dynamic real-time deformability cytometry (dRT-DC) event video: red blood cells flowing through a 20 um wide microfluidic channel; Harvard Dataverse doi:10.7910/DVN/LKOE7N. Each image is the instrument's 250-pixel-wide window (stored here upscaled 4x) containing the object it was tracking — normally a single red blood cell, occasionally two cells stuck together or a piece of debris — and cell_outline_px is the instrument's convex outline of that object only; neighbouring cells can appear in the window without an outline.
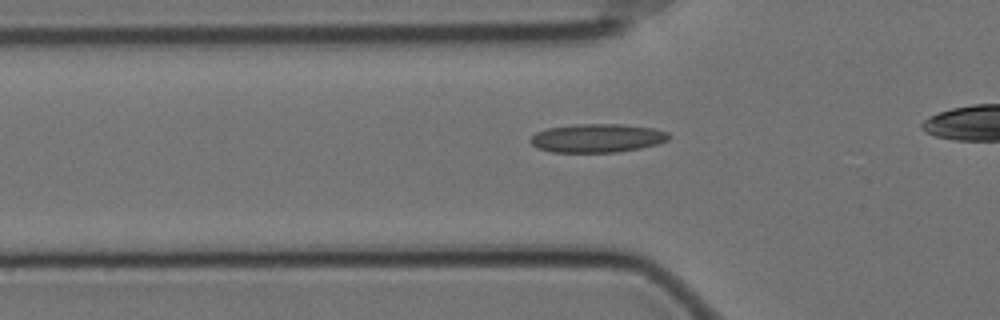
{"species": "Egyptian fruit bat (a non-hibernating species)", "species_latin": "Rousettus aegyptiacus", "temperature_condition": "cold", "stored_images_in_passage": 38, "camera_frame_rate_fps": 3000, "um_per_image_px": 0.085, "animal": {"sex": "female"}, "frame": {"image": 1, "passage_image": 10, "time_ms": 3.0, "image_size_px": [1000, 320], "cell_outline_px": [[672, 136], [668, 140], [656, 144], [640, 148], [616, 152], [552, 152], [536, 148], [528, 140], [536, 132], [548, 128], [576, 124], [620, 124], [652, 128], [668, 132]], "centroid_in_image_um": [50.75, 11.74], "position_along_channel_um": 75.1, "area_um2": 23.06}}
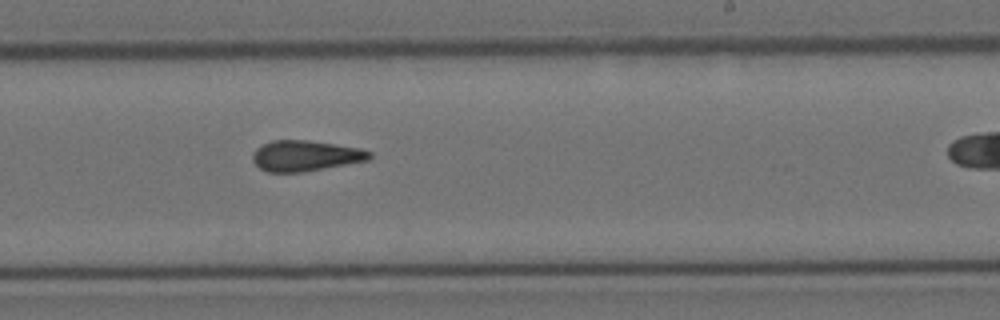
{"frame": {"image": 2, "passage_image": 26, "time_ms": 8.333, "image_size_px": [1000, 320], "cell_outline_px": [[372, 156], [368, 160], [304, 172], [268, 172], [260, 168], [252, 160], [252, 152], [260, 144], [272, 140], [308, 140], [360, 148], [372, 152]], "centroid_in_image_um": [25.93, 13.23], "position_along_channel_um": 263.1, "area_um2": 20.98}}
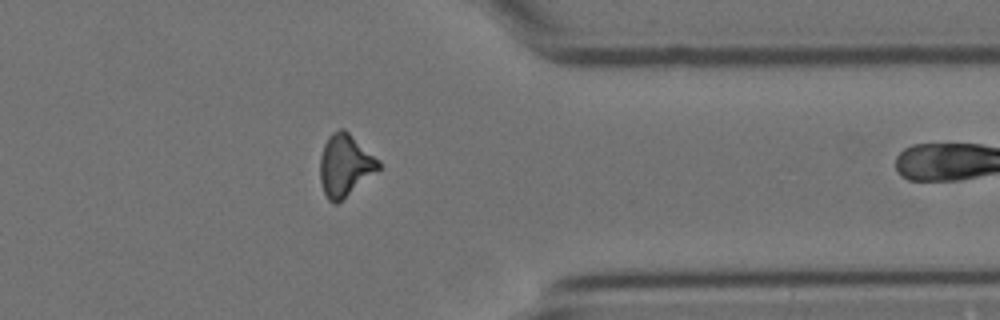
{"frame": {"image": 3, "passage_image": 37, "time_ms": 12.0, "image_size_px": [1000, 320], "cell_outline_px": [[380, 168], [336, 204], [332, 204], [328, 200], [324, 192], [320, 180], [320, 156], [324, 144], [328, 136], [332, 132], [340, 128], [344, 128], [380, 160]], "centroid_in_image_um": [29.31, 14.02], "position_along_channel_um": 382.1, "area_um2": 20.98}}